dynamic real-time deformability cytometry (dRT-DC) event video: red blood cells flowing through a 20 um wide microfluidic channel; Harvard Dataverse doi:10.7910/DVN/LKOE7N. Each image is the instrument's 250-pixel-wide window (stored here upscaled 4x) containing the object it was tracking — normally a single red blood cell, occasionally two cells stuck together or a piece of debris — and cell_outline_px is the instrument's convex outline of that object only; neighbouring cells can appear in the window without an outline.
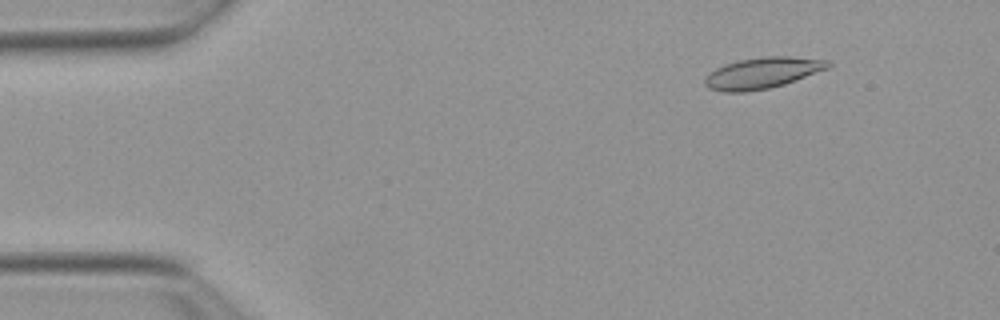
{"species": "Egyptian fruit bat (a non-hibernating species)", "species_latin": "Rousettus aegyptiacus", "temperature_condition": "warm", "stored_images_in_passage": 47, "camera_frame_rate_fps": 3000, "um_per_image_px": 0.085, "animal": {"sex": "female"}, "frame": {"image": 1, "passage_image": 1, "time_ms": 0.0, "image_size_px": [1000, 320], "cell_outline_px": [[832, 64], [828, 68], [796, 80], [784, 84], [768, 88], [744, 92], [724, 92], [708, 88], [704, 84], [704, 76], [716, 68], [724, 64], [740, 60], [764, 56], [792, 56], [828, 60]], "centroid_in_image_um": [64.78, 6.19], "position_along_channel_um": 20.2, "area_um2": 22.37}}
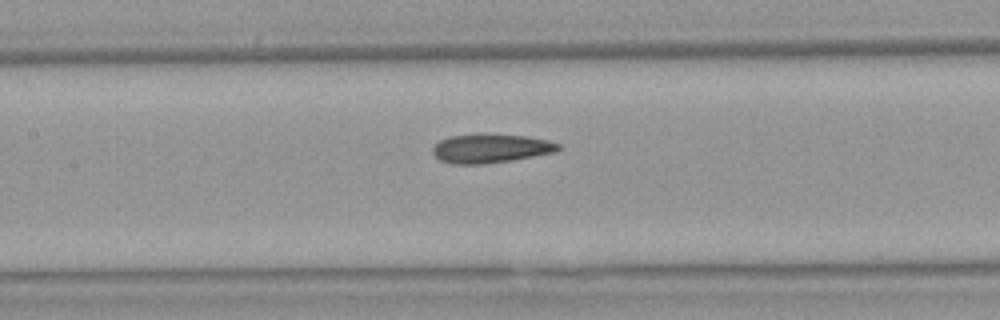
{"frame": {"image": 2, "passage_image": 19, "time_ms": 6.0, "image_size_px": [1000, 320], "cell_outline_px": [[560, 148], [556, 152], [512, 160], [484, 164], [452, 164], [440, 160], [432, 152], [432, 148], [440, 140], [452, 136], [480, 132], [484, 132], [528, 136], [548, 140], [560, 144]], "centroid_in_image_um": [41.71, 12.59], "position_along_channel_um": 165.7, "area_um2": 21.62}}
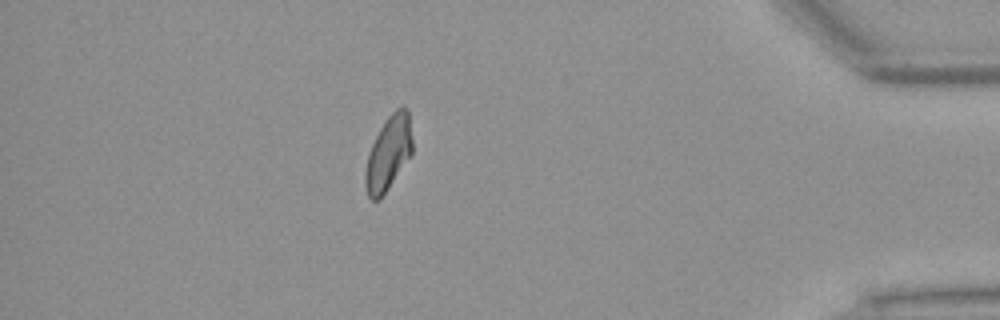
{"frame": {"image": 3, "passage_image": 41, "time_ms": 13.333, "image_size_px": [1000, 320], "cell_outline_px": [[412, 156], [380, 200], [372, 200], [368, 196], [364, 184], [364, 176], [368, 152], [380, 128], [388, 116], [396, 108], [404, 104], [408, 108], [412, 140]], "centroid_in_image_um": [33.03, 13.03], "position_along_channel_um": 402.2, "area_um2": 20.75}, "authors_computed_cell_mechanics": {"area_um2": 21.2126, "velocity_mm_per_s": 3.8546, "shape_relaxation_time_tau1_ms": null, "shape_relaxation_time_tau2_ms": 2.7711, "deformation_change_tau1": null, "deformation_change_tau2": 0.0814}}